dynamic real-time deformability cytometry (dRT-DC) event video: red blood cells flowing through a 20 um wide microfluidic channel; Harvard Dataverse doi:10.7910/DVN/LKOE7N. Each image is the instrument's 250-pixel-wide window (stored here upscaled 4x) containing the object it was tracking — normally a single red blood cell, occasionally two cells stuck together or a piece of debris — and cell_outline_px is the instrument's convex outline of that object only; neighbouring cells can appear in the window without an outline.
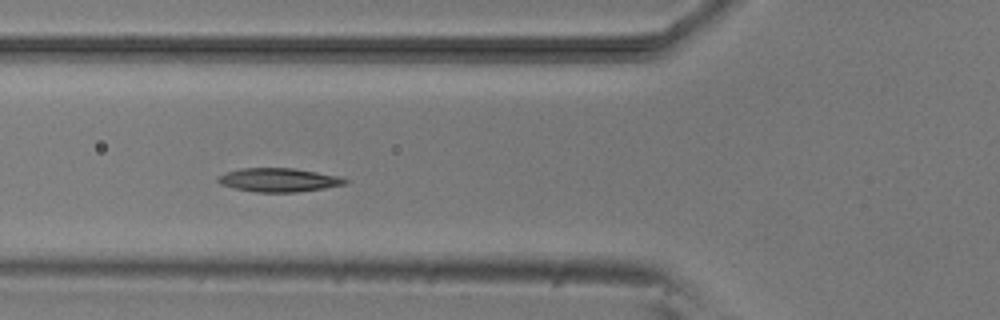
{"species": "common noctule bat (a hibernating species)", "species_latin": "Nyctalus noctula", "temperature_condition": "room temperature", "stored_images_in_passage": 4, "camera_frame_rate_fps": 3000, "um_per_image_px": 0.085, "animal": {"sex": "male", "body_mass_g": 20.5, "forearm_length_mm": 52.5}, "frame": {"image": 1, "passage_image": 2, "time_ms": 1.0, "image_size_px": [1000, 320], "cell_outline_px": [[348, 184], [324, 188], [296, 192], [256, 192], [236, 188], [220, 184], [216, 180], [216, 176], [224, 172], [240, 168], [292, 168], [340, 176], [348, 180]], "centroid_in_image_um": [23.67, 15.29], "position_along_channel_um": 102.1, "area_um2": 17.63}}
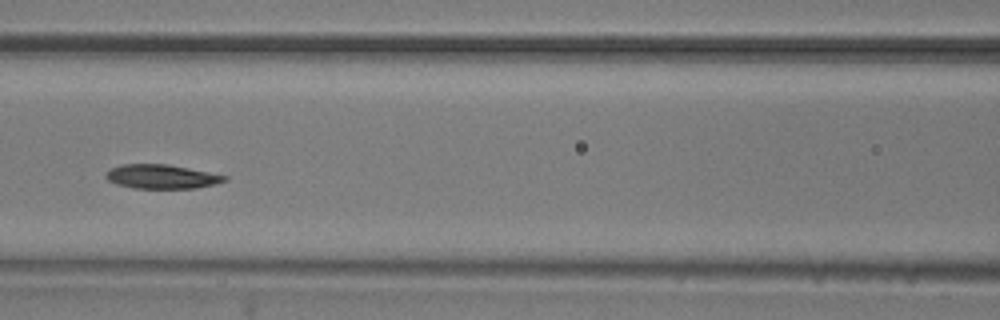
{"frame": {"image": 2, "passage_image": 3, "time_ms": 2.333, "image_size_px": [1000, 320], "cell_outline_px": [[228, 180], [196, 188], [136, 188], [116, 184], [108, 180], [104, 176], [104, 172], [108, 168], [120, 164], [168, 164], [228, 176]], "centroid_in_image_um": [13.66, 15.0], "position_along_channel_um": 152.9, "area_um2": 16.7}}
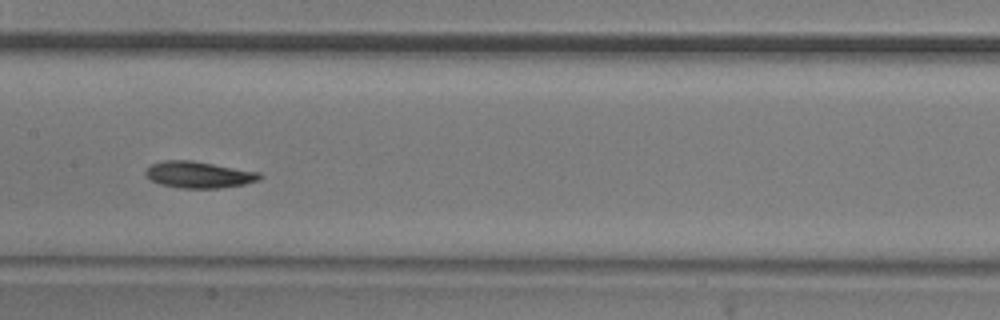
{"frame": {"image": 3, "passage_image": 4, "time_ms": 3.333, "image_size_px": [1000, 320], "cell_outline_px": [[264, 176], [260, 180], [244, 184], [220, 188], [180, 188], [160, 184], [152, 180], [144, 172], [152, 164], [164, 160], [192, 160], [260, 172]], "centroid_in_image_um": [16.94, 14.85], "position_along_channel_um": 190.5, "area_um2": 17.63}}